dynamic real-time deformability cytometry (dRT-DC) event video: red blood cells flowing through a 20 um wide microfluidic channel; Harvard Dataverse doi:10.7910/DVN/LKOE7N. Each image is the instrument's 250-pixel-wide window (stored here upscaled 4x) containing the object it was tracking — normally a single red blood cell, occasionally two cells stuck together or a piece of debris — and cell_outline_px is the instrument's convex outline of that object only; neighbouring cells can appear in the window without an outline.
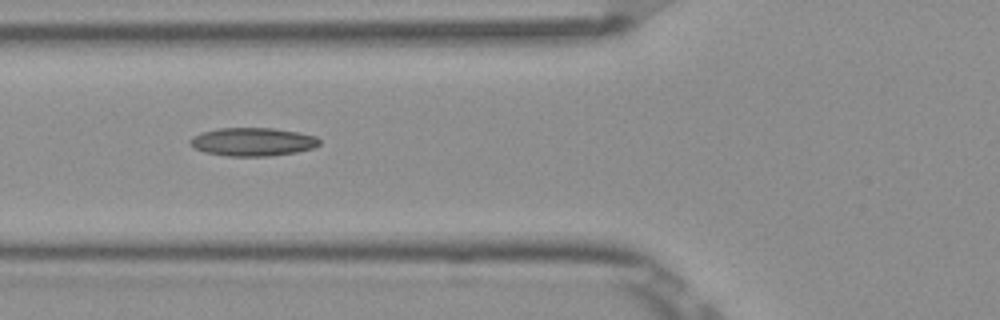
{"species": "Egyptian fruit bat (a non-hibernating species)", "species_latin": "Rousettus aegyptiacus", "temperature_condition": "room temperature", "stored_images_in_passage": 7, "camera_frame_rate_fps": 3000, "um_per_image_px": 0.085, "frame": {"image": 1, "passage_image": 5, "time_ms": 1.333, "image_size_px": [1000, 320], "cell_outline_px": [[320, 144], [312, 148], [296, 152], [268, 156], [228, 156], [204, 152], [188, 144], [188, 140], [192, 136], [200, 132], [220, 128], [272, 128], [296, 132], [316, 136], [320, 140]], "centroid_in_image_um": [21.43, 12.05], "position_along_channel_um": 104.4, "area_um2": 21.33}}
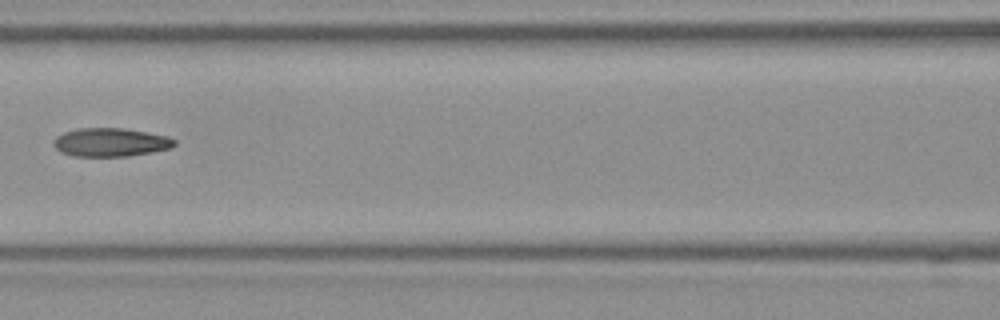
{"frame": {"image": 2, "passage_image": 6, "time_ms": 1.667, "image_size_px": [1000, 320], "cell_outline_px": [[176, 144], [172, 148], [152, 152], [128, 156], [72, 156], [60, 152], [52, 144], [52, 140], [56, 136], [64, 132], [76, 128], [124, 128], [168, 136], [176, 140]], "centroid_in_image_um": [9.38, 12.09], "position_along_channel_um": 157.2, "area_um2": 20.29}}
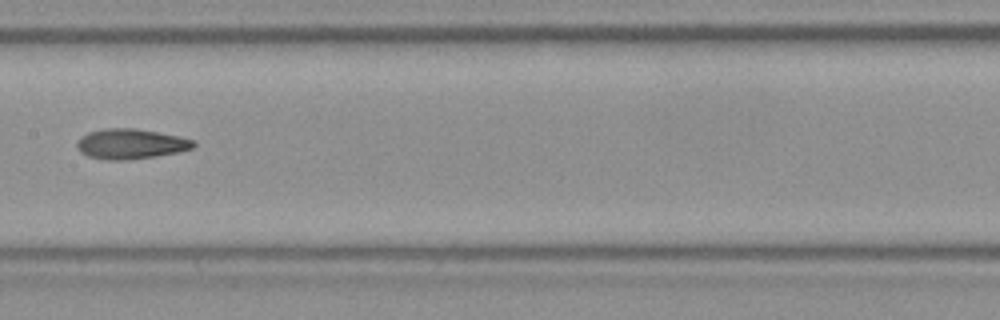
{"frame": {"image": 3, "passage_image": 7, "time_ms": 2.0, "image_size_px": [1000, 320], "cell_outline_px": [[196, 144], [192, 148], [176, 152], [156, 156], [128, 160], [104, 160], [88, 156], [80, 152], [76, 148], [76, 140], [80, 136], [88, 132], [108, 128], [136, 128], [176, 136], [192, 140]], "centroid_in_image_um": [11.02, 12.24], "position_along_channel_um": 196.4, "area_um2": 20.4}}